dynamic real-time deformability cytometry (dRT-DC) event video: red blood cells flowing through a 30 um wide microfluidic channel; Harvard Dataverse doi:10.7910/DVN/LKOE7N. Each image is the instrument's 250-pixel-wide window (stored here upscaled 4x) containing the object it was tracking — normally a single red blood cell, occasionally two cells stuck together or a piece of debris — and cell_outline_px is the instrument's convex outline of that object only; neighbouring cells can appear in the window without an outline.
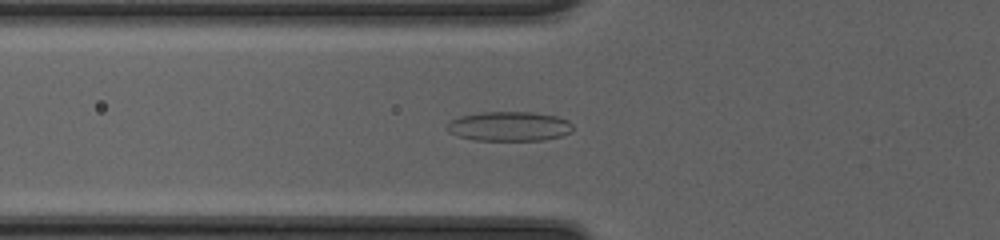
{"species": "common noctule bat (a hibernating species)", "species_latin": "Nyctalus noctula", "temperature_condition": "cold", "stored_images_in_passage": 50, "camera_frame_rate_fps": 3000, "um_per_image_px": 0.085, "animal": {"sex": "female", "body_mass_g": 20.0, "forearm_length_mm": 54.0}, "frame": {"image": 1, "passage_image": 20, "time_ms": 6.333, "image_size_px": [1000, 240], "cell_outline_px": [[572, 132], [560, 136], [544, 140], [476, 140], [460, 136], [448, 132], [448, 124], [452, 120], [460, 116], [480, 112], [532, 112], [556, 116], [568, 120], [572, 124]], "centroid_in_image_um": [43.31, 10.73], "position_along_channel_um": 82.5, "area_um2": 21.5}}
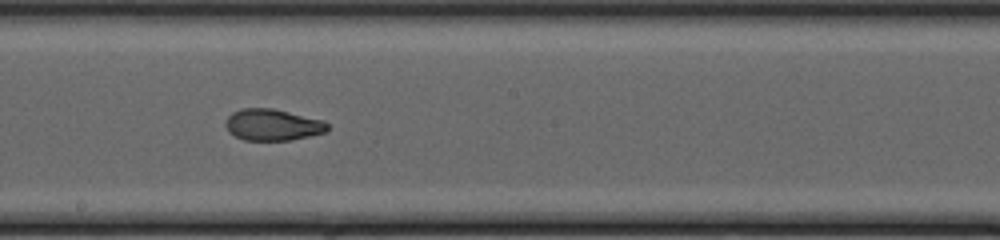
{"frame": {"image": 2, "passage_image": 30, "time_ms": 9.667, "image_size_px": [1000, 240], "cell_outline_px": [[328, 132], [288, 140], [244, 140], [228, 132], [224, 124], [224, 120], [232, 112], [240, 108], [272, 108], [324, 120], [328, 124]], "centroid_in_image_um": [23.15, 10.6], "position_along_channel_um": 225.1, "area_um2": 18.84}}
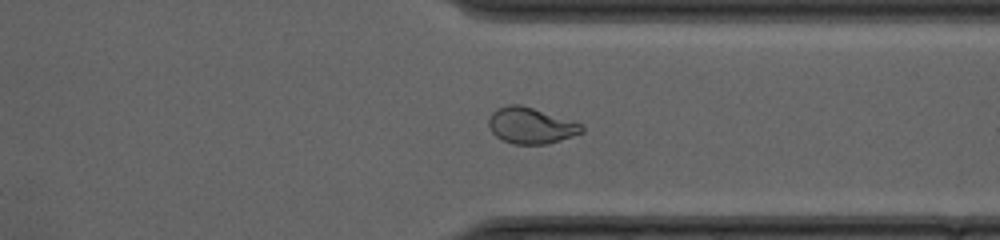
{"frame": {"image": 3, "passage_image": 40, "time_ms": 13.0, "image_size_px": [1000, 240], "cell_outline_px": [[584, 132], [560, 140], [544, 144], [512, 144], [496, 136], [492, 132], [488, 124], [488, 120], [492, 112], [496, 108], [508, 104], [520, 104], [584, 124]], "centroid_in_image_um": [45.12, 10.66], "position_along_channel_um": 366.3, "area_um2": 19.59}, "authors_computed_cell_mechanics": {"area_um2": 20.519, "velocity_mm_per_s": 4.2557, "shape_relaxation_time_tau1_ms": null, "shape_relaxation_time_tau2_ms": 1.3381, "deformation_change_tau1": null, "deformation_change_tau2": 0.0715}}